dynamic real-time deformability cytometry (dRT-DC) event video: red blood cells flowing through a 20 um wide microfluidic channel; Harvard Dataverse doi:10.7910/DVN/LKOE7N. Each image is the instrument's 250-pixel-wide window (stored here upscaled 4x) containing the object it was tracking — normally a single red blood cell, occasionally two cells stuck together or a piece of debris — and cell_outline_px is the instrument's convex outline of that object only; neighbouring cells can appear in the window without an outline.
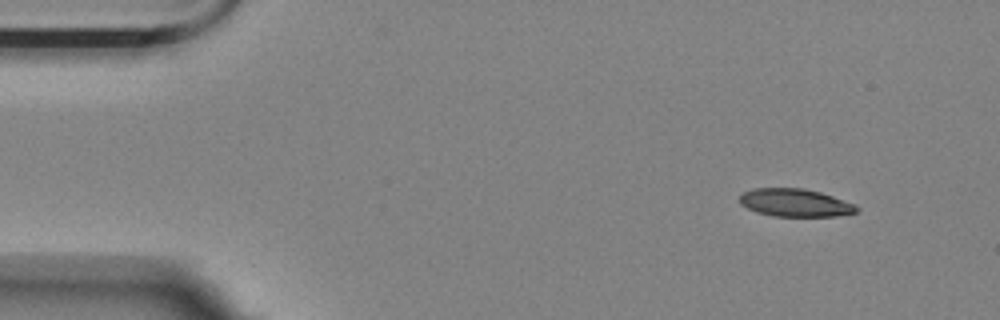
{"species": "Egyptian fruit bat (a non-hibernating species)", "species_latin": "Rousettus aegyptiacus", "temperature_condition": "room temperature", "stored_images_in_passage": 4, "camera_frame_rate_fps": 3000, "um_per_image_px": 0.085, "animal": {"sex": "female"}, "frame": {"image": 1, "passage_image": 1, "time_ms": 0.0, "image_size_px": [1000, 320], "cell_outline_px": [[860, 208], [856, 212], [836, 216], [776, 216], [756, 212], [740, 204], [740, 196], [744, 192], [752, 188], [804, 188], [820, 192], [856, 204]], "centroid_in_image_um": [67.6, 17.23], "position_along_channel_um": 17.4, "area_um2": 18.96}}
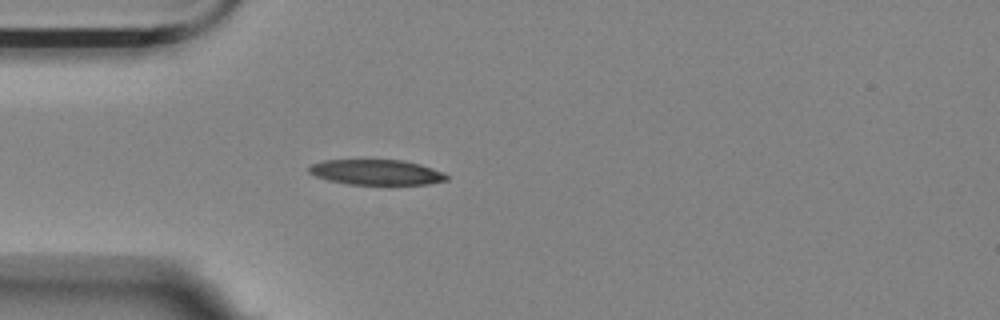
{"frame": {"image": 2, "passage_image": 4, "time_ms": 1.0, "image_size_px": [1000, 320], "cell_outline_px": [[448, 180], [428, 184], [388, 188], [348, 184], [328, 180], [316, 176], [308, 172], [308, 168], [312, 164], [324, 160], [404, 160], [420, 164], [444, 172], [448, 176]], "centroid_in_image_um": [32.06, 14.7], "position_along_channel_um": 52.9, "area_um2": 21.39}}